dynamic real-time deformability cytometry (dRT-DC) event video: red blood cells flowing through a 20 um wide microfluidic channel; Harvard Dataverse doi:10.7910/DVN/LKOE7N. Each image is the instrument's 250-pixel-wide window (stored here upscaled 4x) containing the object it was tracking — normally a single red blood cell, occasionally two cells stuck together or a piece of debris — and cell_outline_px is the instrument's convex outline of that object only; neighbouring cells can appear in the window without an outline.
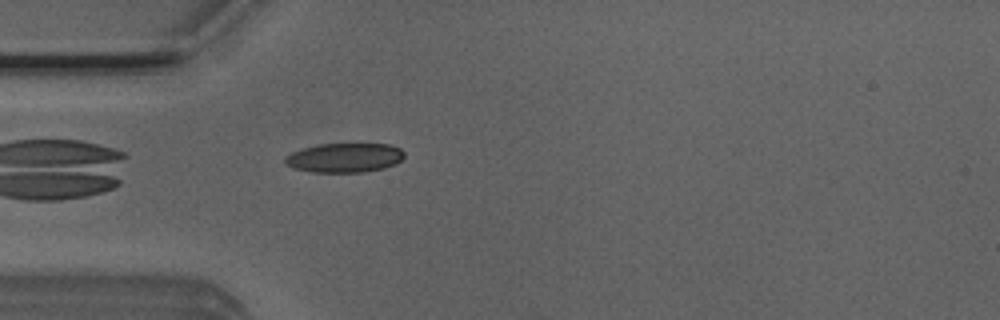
{"species": "Egyptian fruit bat (a non-hibernating species)", "species_latin": "Rousettus aegyptiacus", "temperature_condition": "room temperature", "stored_images_in_passage": 39, "camera_frame_rate_fps": 3000, "um_per_image_px": 0.085, "animal": {"sex": "male"}, "frame": {"image": 1, "passage_image": 2, "time_ms": 0.333, "image_size_px": [1000, 320], "cell_outline_px": [[404, 156], [396, 164], [384, 168], [364, 172], [312, 172], [296, 168], [284, 164], [284, 156], [292, 152], [304, 148], [320, 144], [388, 144], [400, 148], [404, 152]], "centroid_in_image_um": [29.29, 13.41], "position_along_channel_um": 55.7, "area_um2": 20.35}}
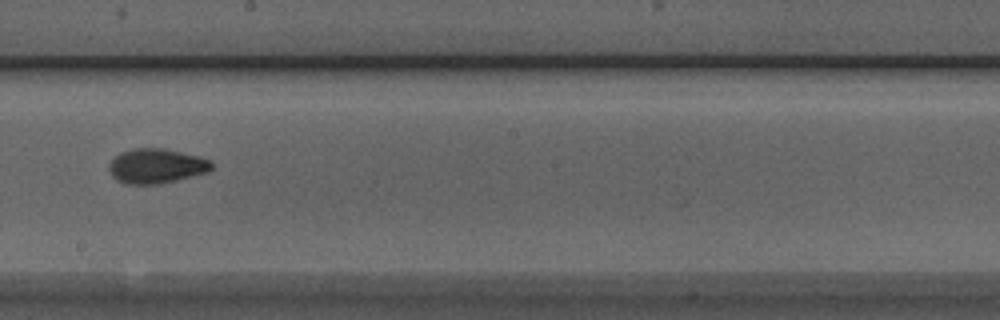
{"frame": {"image": 2, "passage_image": 16, "time_ms": 5.0, "image_size_px": [1000, 320], "cell_outline_px": [[212, 168], [208, 172], [160, 184], [124, 184], [116, 180], [112, 176], [108, 168], [112, 160], [120, 152], [132, 148], [164, 148], [200, 156], [208, 160], [212, 164]], "centroid_in_image_um": [13.27, 14.11], "position_along_channel_um": 234.9, "area_um2": 20.81}}
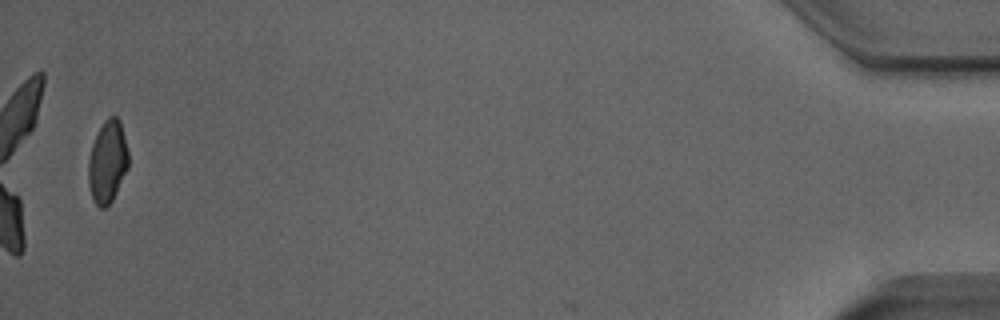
{"frame": {"image": 3, "passage_image": 38, "time_ms": 12.333, "image_size_px": [1000, 320], "cell_outline_px": [[128, 168], [112, 200], [104, 208], [100, 208], [92, 200], [88, 184], [88, 160], [92, 144], [104, 120], [108, 116], [116, 116], [120, 120], [128, 152]], "centroid_in_image_um": [9.13, 13.76], "position_along_channel_um": 426.1, "area_um2": 19.19}, "authors_computed_cell_mechanics": {"area_um2": 20.1722, "velocity_mm_per_s": 3.9238, "shape_relaxation_time_tau1_ms": 5.8518, "shape_relaxation_time_tau2_ms": 2.0868, "deformation_change_tau1": 0.1521, "deformation_change_tau2": 0.0635}}